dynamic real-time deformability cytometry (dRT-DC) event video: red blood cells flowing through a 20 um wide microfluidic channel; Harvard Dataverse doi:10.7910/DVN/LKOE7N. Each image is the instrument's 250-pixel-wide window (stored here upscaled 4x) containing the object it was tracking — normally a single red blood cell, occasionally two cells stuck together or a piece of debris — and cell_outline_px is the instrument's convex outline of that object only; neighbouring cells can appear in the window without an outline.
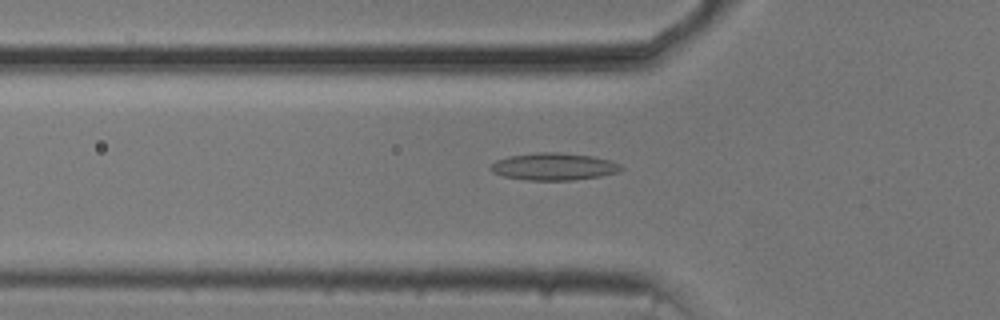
{"species": "common noctule bat (a hibernating species)", "species_latin": "Nyctalus noctula", "temperature_condition": "cold", "stored_images_in_passage": 54, "camera_frame_rate_fps": 3000, "um_per_image_px": 0.085, "animal": {"sex": "male", "body_mass_g": 20.5, "forearm_length_mm": 52.5}, "frame": {"image": 1, "passage_image": 18, "time_ms": 5.667, "image_size_px": [1000, 320], "cell_outline_px": [[624, 168], [616, 172], [600, 176], [572, 180], [528, 180], [504, 176], [492, 172], [488, 168], [496, 160], [508, 156], [536, 152], [560, 152], [592, 156], [612, 160], [620, 164]], "centroid_in_image_um": [47.06, 14.15], "position_along_channel_um": 78.7, "area_um2": 20.75}}
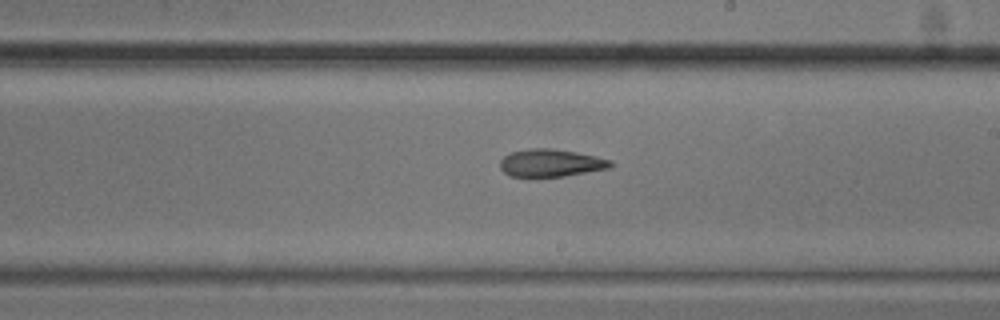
{"frame": {"image": 2, "passage_image": 31, "time_ms": 10.0, "image_size_px": [1000, 320], "cell_outline_px": [[616, 164], [608, 168], [564, 176], [528, 180], [512, 176], [504, 172], [500, 168], [500, 160], [504, 156], [512, 152], [528, 148], [548, 148], [576, 152], [596, 156], [612, 160]], "centroid_in_image_um": [46.78, 13.89], "position_along_channel_um": 242.2, "area_um2": 18.38}}
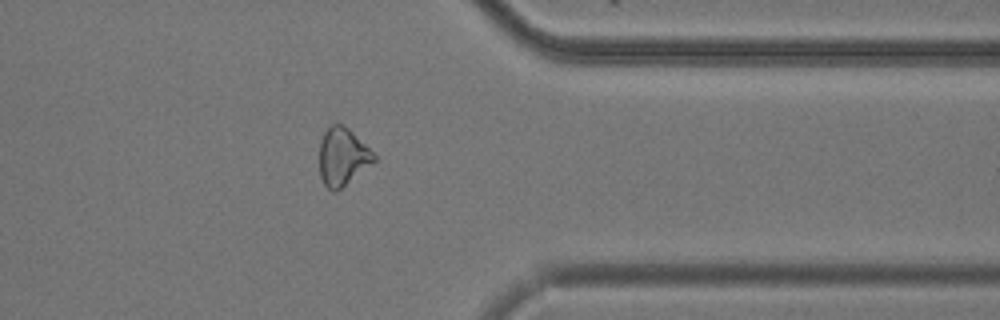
{"frame": {"image": 3, "passage_image": 43, "time_ms": 14.0, "image_size_px": [1000, 320], "cell_outline_px": [[376, 160], [336, 192], [332, 192], [324, 184], [320, 176], [320, 140], [324, 132], [332, 124], [344, 124], [376, 156]], "centroid_in_image_um": [29.09, 13.33], "position_along_channel_um": 382.3, "area_um2": 18.03}, "authors_computed_cell_mechanics": {"area_um2": 19.8254, "velocity_mm_per_s": 3.7481, "shape_relaxation_time_tau1_ms": null, "shape_relaxation_time_tau2_ms": 10.0998, "deformation_change_tau1": null, "deformation_change_tau2": 0.2204}}